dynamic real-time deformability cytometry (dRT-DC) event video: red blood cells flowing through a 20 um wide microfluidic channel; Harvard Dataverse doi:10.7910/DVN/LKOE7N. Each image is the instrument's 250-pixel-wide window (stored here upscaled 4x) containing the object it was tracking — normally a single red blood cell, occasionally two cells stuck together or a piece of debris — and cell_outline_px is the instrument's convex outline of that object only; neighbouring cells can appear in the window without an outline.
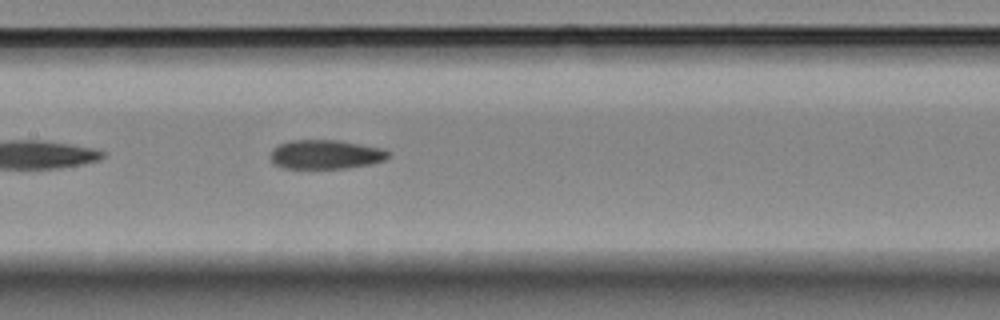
{"species": "Egyptian fruit bat (a non-hibernating species)", "species_latin": "Rousettus aegyptiacus", "temperature_condition": "room temperature", "stored_images_in_passage": 21, "camera_frame_rate_fps": 3000, "um_per_image_px": 0.085, "animal": {"sex": "female"}, "frame": {"image": 1, "passage_image": 12, "time_ms": 3.667, "image_size_px": [1000, 320], "cell_outline_px": [[392, 156], [388, 160], [372, 164], [348, 168], [284, 168], [272, 164], [272, 148], [280, 144], [292, 140], [336, 140], [384, 148], [392, 152]], "centroid_in_image_um": [27.77, 13.13], "position_along_channel_um": 179.6, "area_um2": 20.29}}